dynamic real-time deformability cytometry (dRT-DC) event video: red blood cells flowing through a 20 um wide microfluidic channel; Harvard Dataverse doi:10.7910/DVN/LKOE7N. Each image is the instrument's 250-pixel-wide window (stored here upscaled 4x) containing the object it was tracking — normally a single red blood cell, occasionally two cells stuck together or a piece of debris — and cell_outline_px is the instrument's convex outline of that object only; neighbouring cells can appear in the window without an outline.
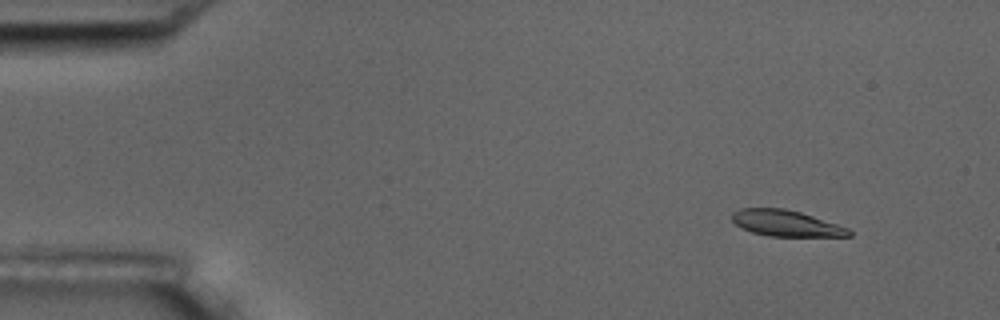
{"species": "common noctule bat (a hibernating species)", "species_latin": "Nyctalus noctula", "temperature_condition": "room temperature", "stored_images_in_passage": 4, "camera_frame_rate_fps": 3000, "um_per_image_px": 0.085, "animal": {"sex": "male", "body_mass_g": 17.5, "forearm_length_mm": 52.3}, "frame": {"image": 1, "passage_image": 1, "time_ms": 0.0, "image_size_px": [1000, 320], "cell_outline_px": [[852, 236], [768, 236], [752, 232], [736, 224], [732, 220], [732, 212], [740, 208], [784, 208], [800, 212], [848, 228], [852, 232]], "centroid_in_image_um": [66.79, 18.97], "position_along_channel_um": 18.2, "area_um2": 17.57}}
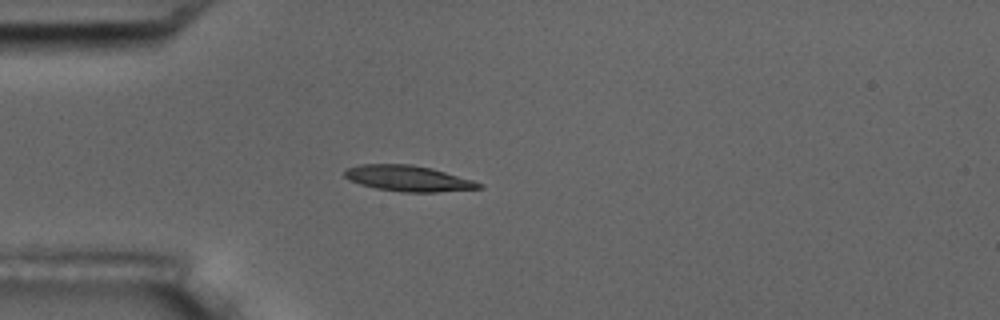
{"frame": {"image": 2, "passage_image": 4, "time_ms": 3.333, "image_size_px": [1000, 320], "cell_outline_px": [[484, 188], [436, 192], [404, 192], [376, 188], [360, 184], [348, 180], [344, 176], [344, 172], [348, 168], [360, 164], [412, 164], [432, 168], [472, 180], [484, 184]], "centroid_in_image_um": [34.7, 15.16], "position_along_channel_um": 50.3, "area_um2": 20.17}}